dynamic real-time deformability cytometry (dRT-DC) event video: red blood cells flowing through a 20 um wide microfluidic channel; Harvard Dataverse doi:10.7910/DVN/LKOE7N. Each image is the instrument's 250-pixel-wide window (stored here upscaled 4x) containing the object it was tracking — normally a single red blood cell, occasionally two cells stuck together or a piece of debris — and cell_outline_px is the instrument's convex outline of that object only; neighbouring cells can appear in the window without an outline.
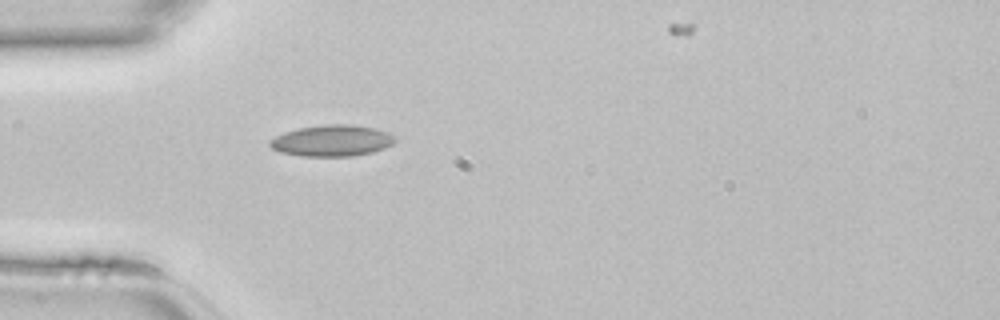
{"species": "common noctule bat (a hibernating species)", "species_latin": "Nyctalus noctula", "temperature_condition": "room temperature", "stored_images_in_passage": 28, "camera_frame_rate_fps": 3000, "um_per_image_px": 0.085, "animal": {"sex": "female", "body_mass_g": 22.7, "forearm_length_mm": 54.2}, "frame": {"image": 1, "passage_image": 1, "time_ms": 0.0, "image_size_px": [1000, 320], "cell_outline_px": [[396, 140], [392, 144], [384, 148], [372, 152], [352, 156], [300, 156], [280, 152], [272, 148], [268, 144], [268, 140], [284, 132], [300, 128], [324, 124], [352, 124], [372, 128], [388, 132], [396, 136]], "centroid_in_image_um": [28.21, 11.95], "position_along_channel_um": 56.8, "area_um2": 22.89}}
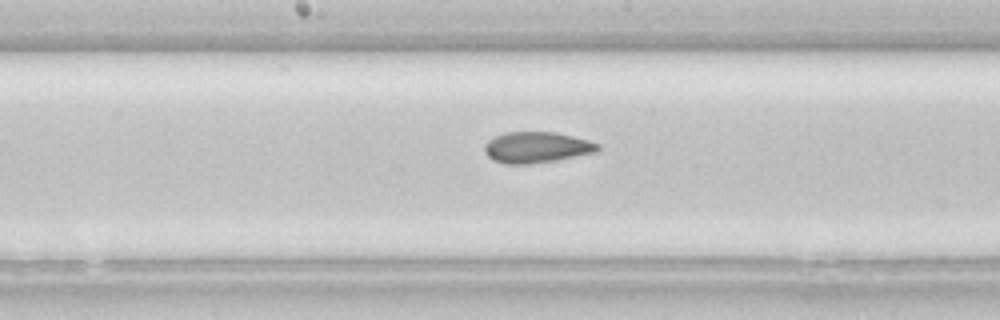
{"frame": {"image": 2, "passage_image": 11, "time_ms": 3.333, "image_size_px": [1000, 320], "cell_outline_px": [[600, 148], [596, 152], [556, 160], [528, 164], [504, 164], [492, 160], [484, 152], [484, 144], [488, 140], [504, 132], [556, 132], [588, 140], [600, 144]], "centroid_in_image_um": [45.59, 12.52], "position_along_channel_um": 202.6, "area_um2": 20.52}}
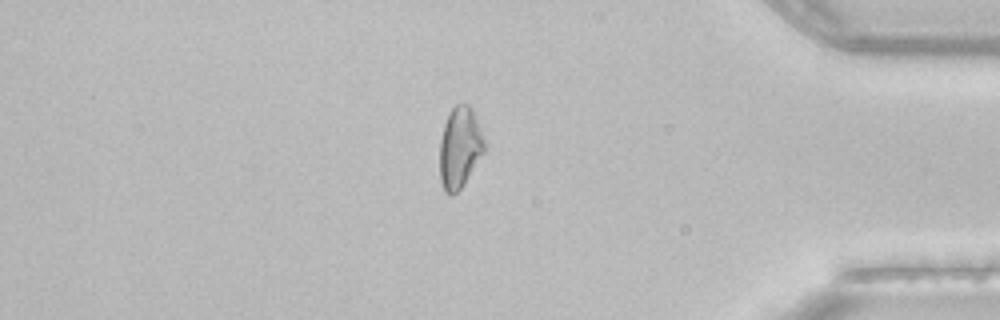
{"frame": {"image": 3, "passage_image": 26, "time_ms": 8.333, "image_size_px": [1000, 320], "cell_outline_px": [[488, 144], [484, 152], [464, 184], [452, 196], [448, 196], [444, 192], [440, 180], [440, 140], [444, 124], [448, 112], [456, 104], [468, 104], [472, 108]], "centroid_in_image_um": [39.1, 12.54], "position_along_channel_um": 396.1, "area_um2": 21.56}}